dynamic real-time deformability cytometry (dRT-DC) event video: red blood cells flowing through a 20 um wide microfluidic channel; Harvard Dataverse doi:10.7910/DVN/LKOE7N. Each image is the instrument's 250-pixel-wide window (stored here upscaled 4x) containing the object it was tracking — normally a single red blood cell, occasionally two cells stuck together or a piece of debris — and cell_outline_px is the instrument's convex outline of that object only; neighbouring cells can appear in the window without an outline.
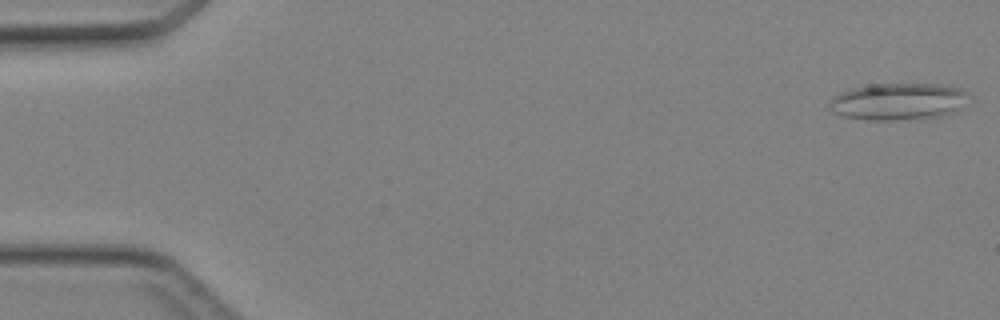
{"species": "Egyptian fruit bat (a non-hibernating species)", "species_latin": "Rousettus aegyptiacus", "temperature_condition": "cold", "stored_images_in_passage": 37, "camera_frame_rate_fps": 3000, "um_per_image_px": 0.085, "animal": {"sex": "female"}, "frame": {"image": 1, "passage_image": 1, "time_ms": 0.0, "image_size_px": [1000, 320], "cell_outline_px": [[972, 96], [960, 108], [952, 112], [940, 116], [892, 120], [872, 120], [844, 116], [832, 112], [828, 108], [828, 100], [832, 96], [852, 88], [872, 84], [940, 84], [960, 88]], "centroid_in_image_um": [76.34, 8.62], "position_along_channel_um": 8.7, "area_um2": 30.06}}
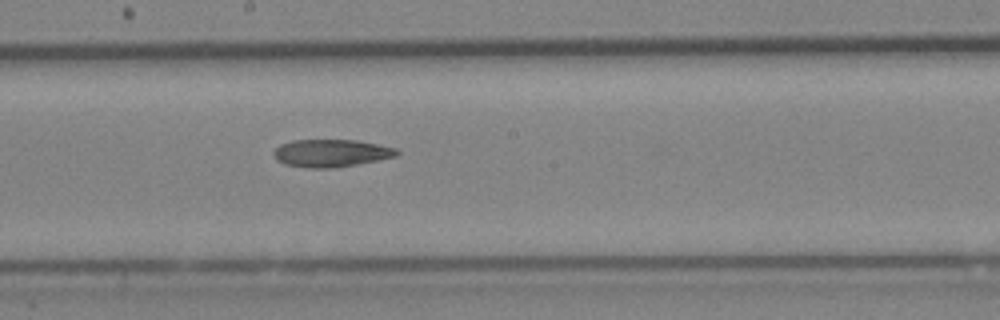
{"frame": {"image": 2, "passage_image": 25, "time_ms": 8.0, "image_size_px": [1000, 320], "cell_outline_px": [[400, 152], [396, 156], [336, 168], [308, 168], [284, 164], [276, 160], [272, 152], [280, 144], [292, 140], [356, 140], [396, 148]], "centroid_in_image_um": [28.1, 13.02], "position_along_channel_um": 220.1, "area_um2": 19.77}}
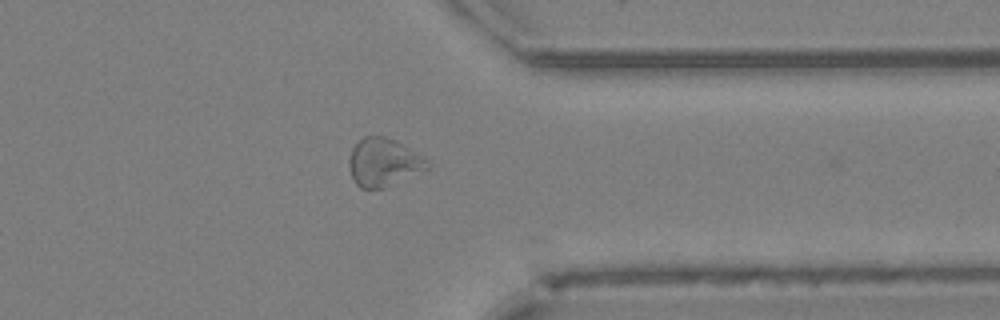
{"frame": {"image": 3, "passage_image": 36, "time_ms": 11.667, "image_size_px": [1000, 320], "cell_outline_px": [[432, 168], [384, 188], [360, 188], [352, 180], [348, 168], [348, 160], [352, 148], [364, 136], [384, 136], [396, 140], [428, 160], [432, 164]], "centroid_in_image_um": [32.61, 13.82], "position_along_channel_um": 378.8, "area_um2": 22.25}}